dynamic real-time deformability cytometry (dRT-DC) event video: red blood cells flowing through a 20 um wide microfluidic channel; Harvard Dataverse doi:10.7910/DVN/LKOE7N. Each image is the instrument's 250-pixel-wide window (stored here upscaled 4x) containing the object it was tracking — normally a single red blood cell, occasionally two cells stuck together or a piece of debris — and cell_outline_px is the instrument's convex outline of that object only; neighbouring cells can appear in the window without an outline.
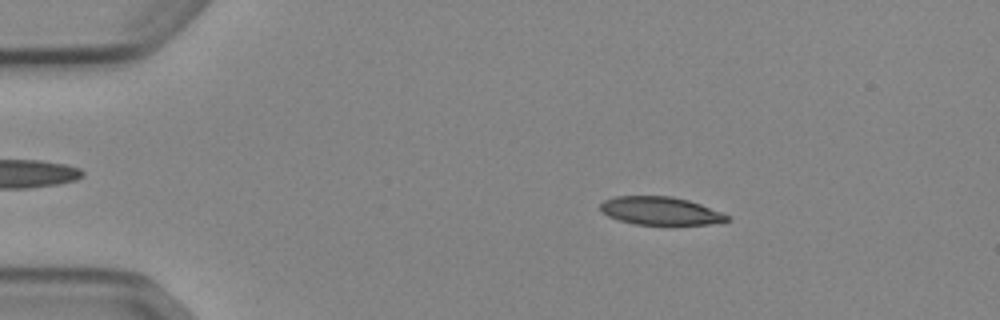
{"species": "Egyptian fruit bat (a non-hibernating species)", "species_latin": "Rousettus aegyptiacus", "temperature_condition": "cold", "stored_images_in_passage": 49, "camera_frame_rate_fps": 3000, "um_per_image_px": 0.085, "animal": {"sex": "female"}, "frame": {"image": 1, "passage_image": 6, "time_ms": 1.667, "image_size_px": [1000, 320], "cell_outline_px": [[728, 220], [708, 224], [672, 228], [668, 228], [636, 224], [620, 220], [608, 216], [600, 208], [600, 204], [604, 200], [616, 196], [672, 196], [688, 200], [700, 204], [720, 212], [728, 216]], "centroid_in_image_um": [56.14, 17.97], "position_along_channel_um": 28.9, "area_um2": 21.39}}
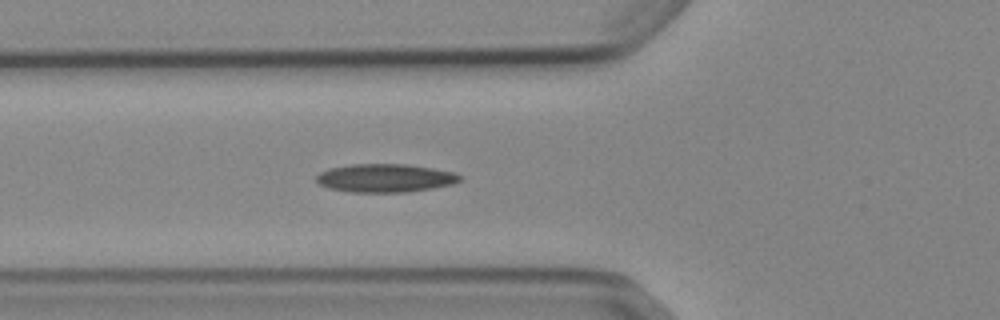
{"frame": {"image": 2, "passage_image": 16, "time_ms": 5.0, "image_size_px": [1000, 320], "cell_outline_px": [[464, 180], [452, 184], [432, 188], [404, 192], [352, 192], [328, 188], [320, 184], [316, 180], [316, 176], [320, 172], [328, 168], [352, 164], [408, 164], [432, 168], [452, 172], [460, 176]], "centroid_in_image_um": [32.72, 15.13], "position_along_channel_um": 93.1, "area_um2": 23.64}}
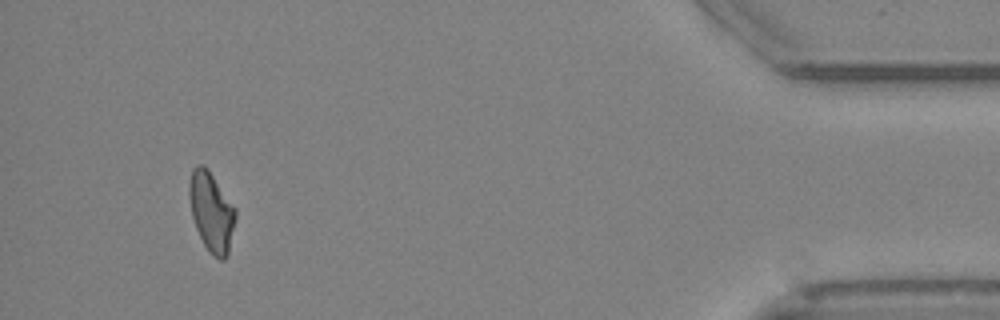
{"frame": {"image": 3, "passage_image": 46, "time_ms": 15.0, "image_size_px": [1000, 320], "cell_outline_px": [[236, 216], [228, 256], [224, 260], [220, 260], [212, 256], [208, 252], [196, 228], [192, 216], [188, 196], [188, 184], [192, 168], [196, 164], [204, 164], [208, 168], [236, 208]], "centroid_in_image_um": [17.96, 17.99], "position_along_channel_um": 417.2, "area_um2": 21.85}, "authors_computed_cell_mechanics": {"area_um2": 21.9062, "velocity_mm_per_s": 3.8932, "shape_relaxation_time_tau1_ms": null, "shape_relaxation_time_tau2_ms": 5.9816, "deformation_change_tau1": null, "deformation_change_tau2": 0.1444}}